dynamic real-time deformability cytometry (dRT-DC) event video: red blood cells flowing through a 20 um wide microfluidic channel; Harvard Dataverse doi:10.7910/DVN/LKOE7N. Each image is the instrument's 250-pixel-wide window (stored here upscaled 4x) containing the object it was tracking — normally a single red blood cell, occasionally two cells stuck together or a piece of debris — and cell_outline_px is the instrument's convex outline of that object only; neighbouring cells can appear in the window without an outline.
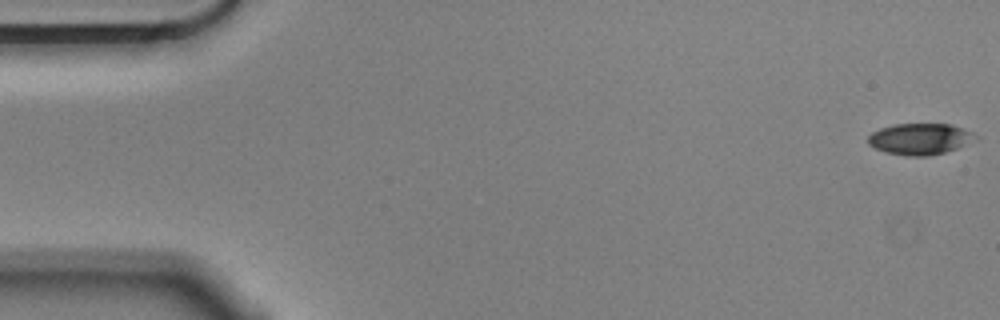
{"species": "Egyptian fruit bat (a non-hibernating species)", "species_latin": "Rousettus aegyptiacus", "temperature_condition": "cold", "stored_images_in_passage": 14, "camera_frame_rate_fps": 3000, "um_per_image_px": 0.085, "animal": {"sex": "male"}, "frame": {"image": 1, "passage_image": 1, "time_ms": 0.0, "image_size_px": [1000, 320], "cell_outline_px": [[980, 136], [976, 140], [956, 148], [944, 152], [928, 156], [904, 156], [884, 152], [868, 144], [868, 136], [872, 132], [880, 128], [896, 124], [952, 124], [972, 132]], "centroid_in_image_um": [78.2, 11.81], "position_along_channel_um": 6.8, "area_um2": 19.65}}